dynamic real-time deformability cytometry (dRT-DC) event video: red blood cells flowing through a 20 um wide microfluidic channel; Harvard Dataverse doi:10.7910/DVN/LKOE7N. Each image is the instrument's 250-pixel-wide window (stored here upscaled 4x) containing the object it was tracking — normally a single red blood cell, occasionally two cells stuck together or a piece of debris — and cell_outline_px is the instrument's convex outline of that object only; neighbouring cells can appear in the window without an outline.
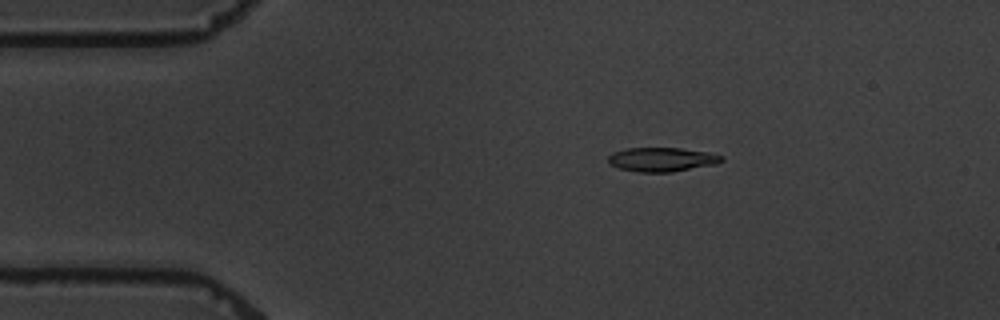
{"species": "common noctule bat (a hibernating species)", "species_latin": "Nyctalus noctula", "temperature_condition": "warm", "stored_images_in_passage": 4, "camera_frame_rate_fps": 3000, "um_per_image_px": 0.085, "animal": {"sex": "male", "body_mass_g": 19.5, "forearm_length_mm": 54.6}, "frame": {"image": 1, "passage_image": 3, "time_ms": 2.0, "image_size_px": [1000, 320], "cell_outline_px": [[724, 160], [716, 164], [672, 172], [640, 172], [620, 168], [608, 164], [608, 156], [612, 152], [624, 148], [680, 148], [708, 152], [724, 156]], "centroid_in_image_um": [56.25, 13.55], "position_along_channel_um": 28.7, "area_um2": 16.01}}